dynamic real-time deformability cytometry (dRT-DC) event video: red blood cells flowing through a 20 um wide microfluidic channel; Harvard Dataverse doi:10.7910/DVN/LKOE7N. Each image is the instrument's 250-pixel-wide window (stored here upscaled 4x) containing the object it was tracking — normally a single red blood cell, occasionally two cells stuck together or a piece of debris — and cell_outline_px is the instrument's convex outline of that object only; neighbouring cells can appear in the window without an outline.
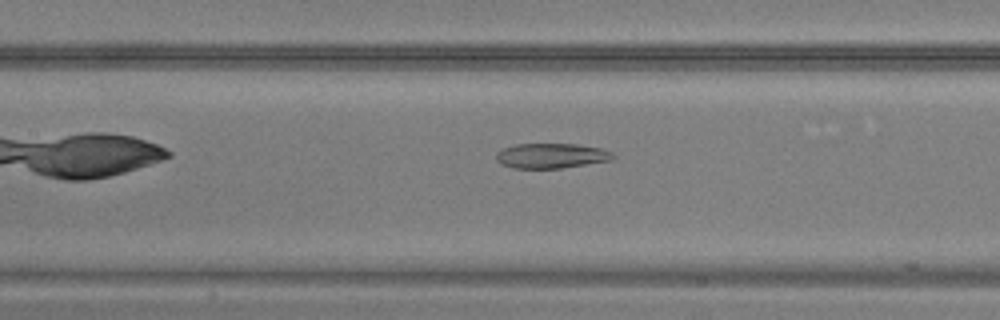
{"species": "common noctule bat (a hibernating species)", "species_latin": "Nyctalus noctula", "temperature_condition": "warm", "stored_images_in_passage": 31, "camera_frame_rate_fps": 3000, "um_per_image_px": 0.085, "animal": {"sex": "male", "body_mass_g": 20.5, "forearm_length_mm": 52.5}, "frame": {"image": 1, "passage_image": 7, "time_ms": 2.0, "image_size_px": [1000, 320], "cell_outline_px": [[616, 156], [612, 160], [560, 168], [512, 168], [500, 164], [496, 160], [496, 152], [500, 148], [516, 144], [576, 144], [600, 148], [612, 152]], "centroid_in_image_um": [46.81, 13.23], "position_along_channel_um": 160.6, "area_um2": 17.11}}
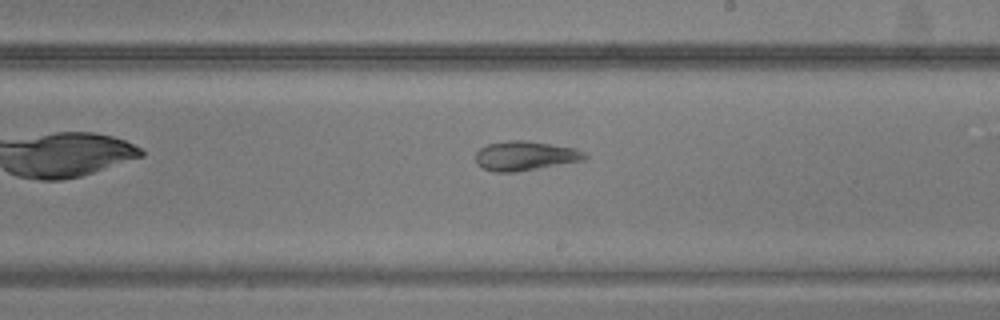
{"frame": {"image": 2, "passage_image": 13, "time_ms": 4.0, "image_size_px": [1000, 320], "cell_outline_px": [[588, 156], [584, 160], [516, 172], [492, 172], [476, 164], [476, 152], [480, 148], [488, 144], [508, 140], [524, 140], [576, 148], [584, 152]], "centroid_in_image_um": [44.62, 13.24], "position_along_channel_um": 244.4, "area_um2": 18.67}}
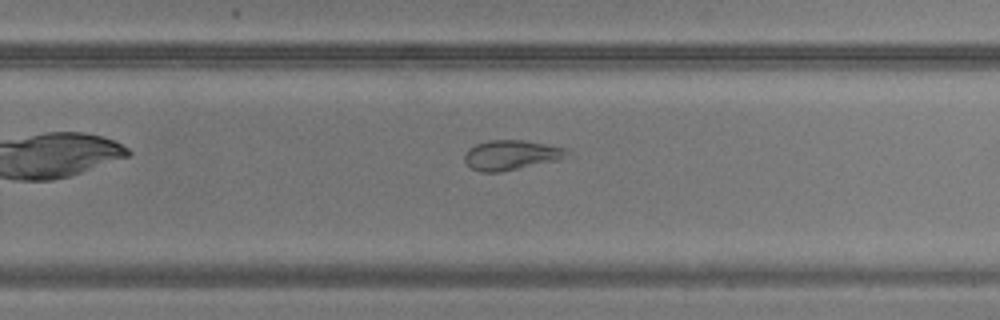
{"frame": {"image": 3, "passage_image": 16, "time_ms": 5.0, "image_size_px": [1000, 320], "cell_outline_px": [[568, 152], [556, 160], [500, 172], [480, 172], [472, 168], [464, 160], [464, 156], [468, 148], [476, 144], [488, 140], [524, 140], [568, 148]], "centroid_in_image_um": [43.39, 13.16], "position_along_channel_um": 286.4, "area_um2": 17.51}}